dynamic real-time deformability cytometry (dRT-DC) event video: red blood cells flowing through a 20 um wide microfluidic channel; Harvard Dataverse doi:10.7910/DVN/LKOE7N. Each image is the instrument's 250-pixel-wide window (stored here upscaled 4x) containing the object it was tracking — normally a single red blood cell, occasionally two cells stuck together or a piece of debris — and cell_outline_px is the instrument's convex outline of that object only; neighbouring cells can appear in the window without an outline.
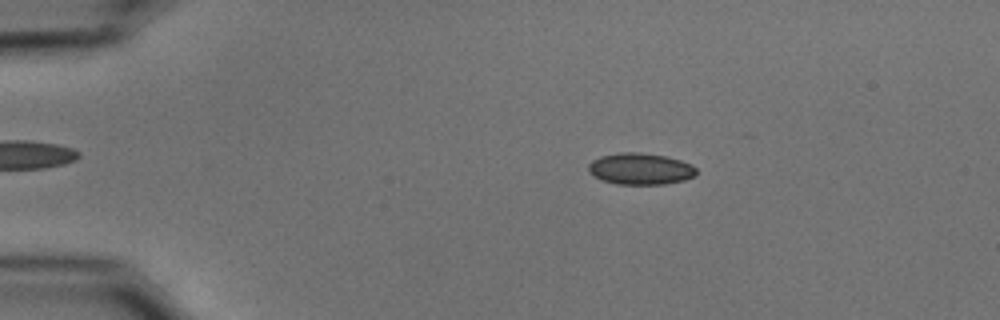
{"species": "common noctule bat (a hibernating species)", "species_latin": "Nyctalus noctula", "temperature_condition": "cold", "stored_images_in_passage": 53, "camera_frame_rate_fps": 3000, "um_per_image_px": 0.085, "animal": {"sex": "male", "body_mass_g": 15.6}, "frame": {"image": 1, "passage_image": 10, "time_ms": 3.0, "image_size_px": [1000, 320], "cell_outline_px": [[696, 176], [684, 180], [664, 184], [616, 184], [604, 180], [588, 172], [588, 164], [592, 160], [600, 156], [620, 152], [640, 152], [664, 156], [680, 160], [692, 164], [696, 168]], "centroid_in_image_um": [54.44, 14.34], "position_along_channel_um": 30.6, "area_um2": 19.83}}
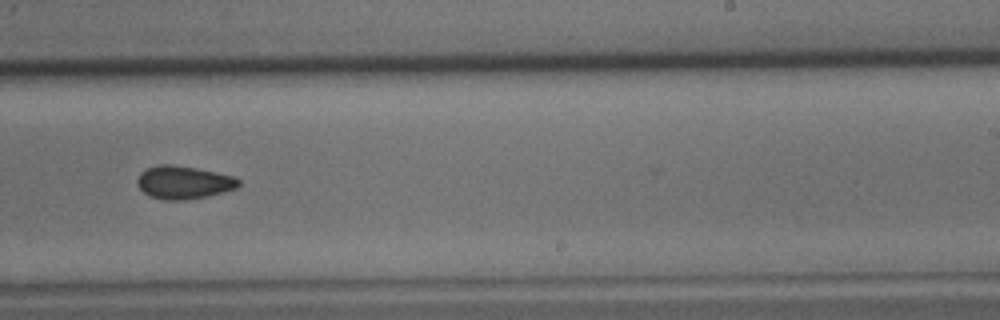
{"frame": {"image": 2, "passage_image": 34, "time_ms": 11.0, "image_size_px": [1000, 320], "cell_outline_px": [[240, 184], [236, 188], [208, 196], [184, 200], [164, 200], [148, 196], [136, 184], [136, 180], [140, 172], [148, 168], [160, 164], [172, 164], [196, 168], [232, 176], [240, 180]], "centroid_in_image_um": [15.57, 15.51], "position_along_channel_um": 273.4, "area_um2": 19.48}}
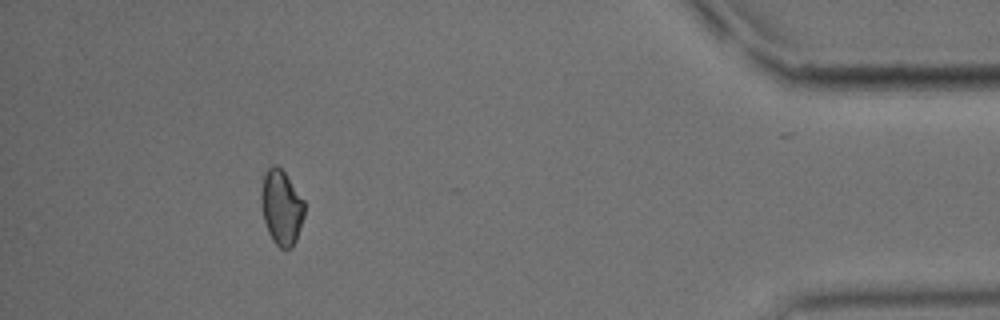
{"frame": {"image": 3, "passage_image": 49, "time_ms": 16.0, "image_size_px": [1000, 320], "cell_outline_px": [[304, 216], [296, 240], [292, 248], [280, 248], [272, 240], [268, 232], [264, 220], [260, 204], [260, 192], [264, 176], [268, 168], [272, 164], [276, 164], [284, 172], [304, 200]], "centroid_in_image_um": [23.9, 17.63], "position_along_channel_um": 411.3, "area_um2": 18.9}, "authors_computed_cell_mechanics": {"area_um2": 19.074, "velocity_mm_per_s": 3.7649, "shape_relaxation_time_tau1_ms": 5.4471, "shape_relaxation_time_tau2_ms": 4.081, "deformation_change_tau1": 0.0808, "deformation_change_tau2": 0.0778}}